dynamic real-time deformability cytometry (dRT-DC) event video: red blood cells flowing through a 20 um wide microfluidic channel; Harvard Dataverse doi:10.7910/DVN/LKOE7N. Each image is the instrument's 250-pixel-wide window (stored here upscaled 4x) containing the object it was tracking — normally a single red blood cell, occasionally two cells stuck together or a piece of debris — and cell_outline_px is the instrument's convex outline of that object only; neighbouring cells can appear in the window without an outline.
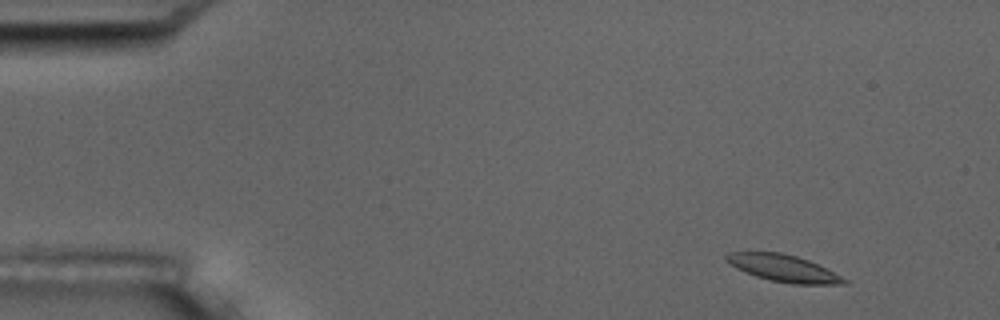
{"species": "common noctule bat (a hibernating species)", "species_latin": "Nyctalus noctula", "temperature_condition": "room temperature", "stored_images_in_passage": 5, "camera_frame_rate_fps": 3000, "um_per_image_px": 0.085, "animal": {"sex": "male", "body_mass_g": 17.5, "forearm_length_mm": 52.3}, "frame": {"image": 1, "passage_image": 1, "time_ms": 0.0, "image_size_px": [1000, 320], "cell_outline_px": [[848, 280], [844, 284], [792, 284], [772, 280], [756, 276], [736, 268], [724, 260], [724, 256], [728, 252], [780, 252], [796, 256], [808, 260]], "centroid_in_image_um": [66.53, 22.79], "position_along_channel_um": 18.5, "area_um2": 18.15}}